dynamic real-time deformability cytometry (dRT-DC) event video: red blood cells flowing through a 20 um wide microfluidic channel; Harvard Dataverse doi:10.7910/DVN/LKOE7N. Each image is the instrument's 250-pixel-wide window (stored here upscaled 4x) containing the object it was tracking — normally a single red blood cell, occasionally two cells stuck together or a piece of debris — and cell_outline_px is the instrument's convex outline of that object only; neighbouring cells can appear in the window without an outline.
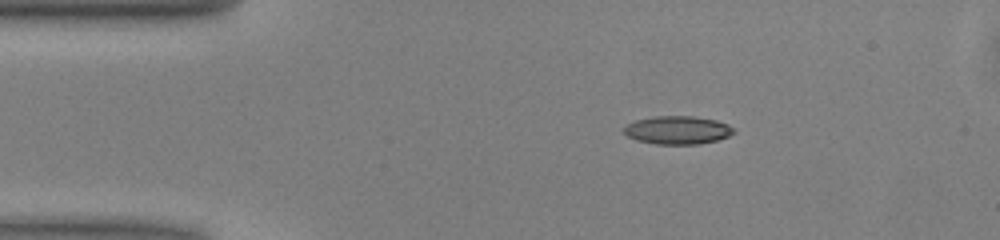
{"species": "common noctule bat (a hibernating species)", "species_latin": "Nyctalus noctula", "temperature_condition": "warm", "stored_images_in_passage": 43, "camera_frame_rate_fps": 3000, "um_per_image_px": 0.085, "animal": {"sex": "male", "body_mass_g": 13.0, "forearm_length_mm": 53.1}, "frame": {"image": 1, "passage_image": 1, "time_ms": 0.0, "image_size_px": [1000, 240], "cell_outline_px": [[736, 132], [728, 136], [716, 140], [700, 144], [656, 144], [636, 140], [628, 136], [624, 132], [624, 124], [636, 120], [656, 116], [696, 116], [716, 120], [728, 124]], "centroid_in_image_um": [57.58, 11.05], "position_along_channel_um": 27.4, "area_um2": 18.09}}
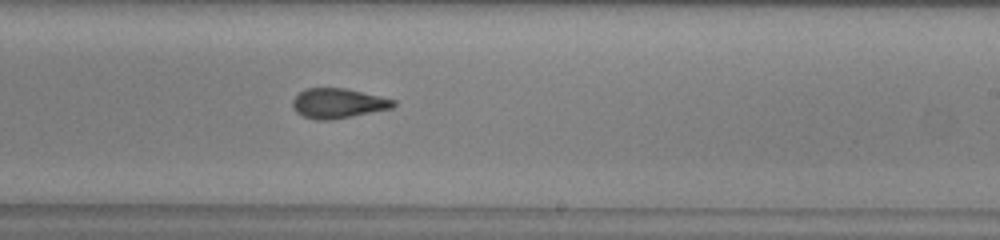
{"frame": {"image": 2, "passage_image": 22, "time_ms": 7.0, "image_size_px": [1000, 240], "cell_outline_px": [[396, 104], [392, 108], [352, 116], [328, 120], [316, 120], [304, 116], [296, 112], [292, 104], [292, 100], [300, 92], [308, 88], [344, 88], [396, 100]], "centroid_in_image_um": [28.73, 8.78], "position_along_channel_um": 260.3, "area_um2": 17.28}}
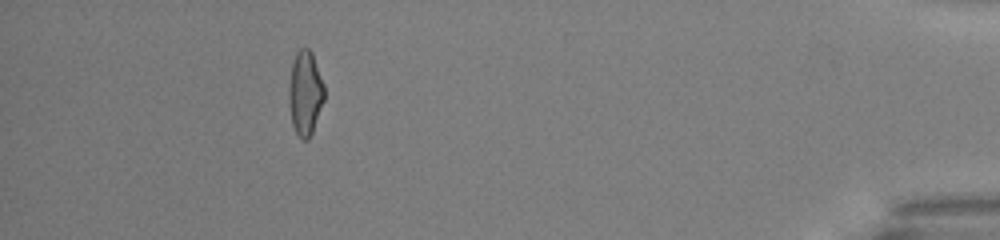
{"frame": {"image": 3, "passage_image": 38, "time_ms": 12.333, "image_size_px": [1000, 240], "cell_outline_px": [[324, 100], [312, 132], [308, 140], [304, 140], [296, 132], [292, 124], [288, 104], [288, 88], [292, 60], [296, 52], [300, 48], [308, 48], [312, 52], [324, 84]], "centroid_in_image_um": [25.92, 7.88], "position_along_channel_um": 409.3, "area_um2": 17.57}, "authors_computed_cell_mechanics": {"area_um2": 17.629, "velocity_mm_per_s": 4.0442, "shape_relaxation_time_tau1_ms": 8.7599, "shape_relaxation_time_tau2_ms": 2.3006, "deformation_change_tau1": 0.2045, "deformation_change_tau2": 0.1086}}